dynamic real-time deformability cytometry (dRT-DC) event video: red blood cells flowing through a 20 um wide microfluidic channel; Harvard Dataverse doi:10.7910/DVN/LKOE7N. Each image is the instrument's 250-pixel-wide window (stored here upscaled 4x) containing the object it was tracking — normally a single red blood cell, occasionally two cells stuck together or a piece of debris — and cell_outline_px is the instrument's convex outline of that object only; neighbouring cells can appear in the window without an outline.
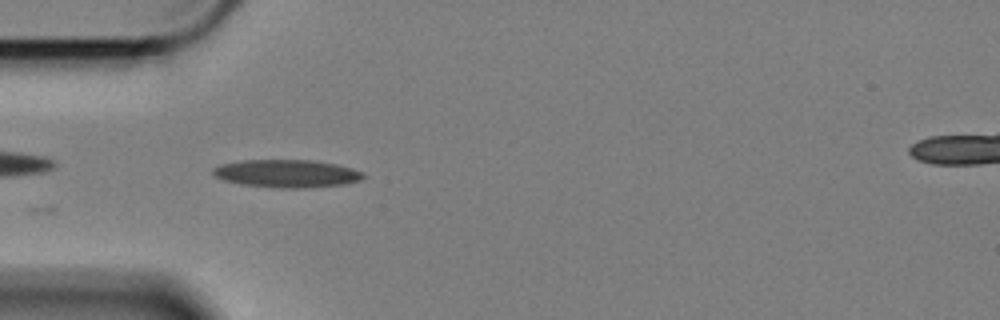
{"species": "Egyptian fruit bat (a non-hibernating species)", "species_latin": "Rousettus aegyptiacus", "temperature_condition": "cold", "stored_images_in_passage": 10, "camera_frame_rate_fps": 3000, "um_per_image_px": 0.085, "animal": {"sex": "female"}, "frame": {"image": 1, "passage_image": 1, "time_ms": 0.0, "image_size_px": [1000, 320], "cell_outline_px": [[368, 176], [360, 180], [344, 184], [308, 188], [280, 188], [240, 184], [224, 180], [216, 176], [212, 172], [212, 168], [220, 164], [244, 160], [312, 160], [336, 164], [352, 168], [364, 172]], "centroid_in_image_um": [24.41, 14.75], "position_along_channel_um": 60.6, "area_um2": 24.51}}